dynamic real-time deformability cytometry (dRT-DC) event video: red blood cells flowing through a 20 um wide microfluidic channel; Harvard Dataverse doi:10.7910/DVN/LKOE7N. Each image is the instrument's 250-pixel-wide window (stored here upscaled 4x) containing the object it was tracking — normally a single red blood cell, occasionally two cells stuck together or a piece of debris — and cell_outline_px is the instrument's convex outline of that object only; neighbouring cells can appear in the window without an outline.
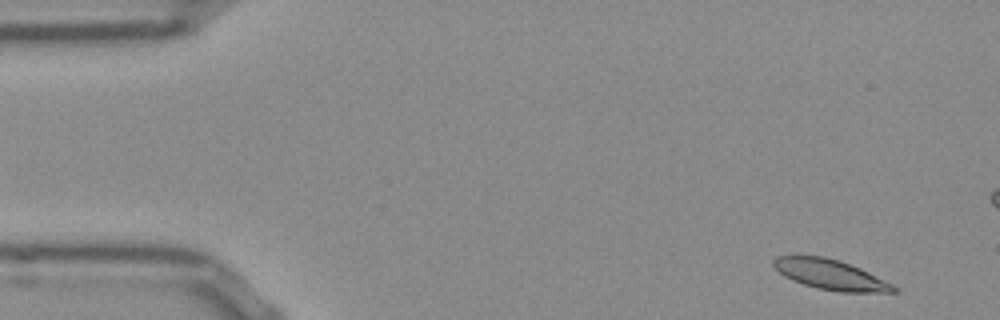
{"species": "Egyptian fruit bat (a non-hibernating species)", "species_latin": "Rousettus aegyptiacus", "temperature_condition": "room temperature", "stored_images_in_passage": 15, "camera_frame_rate_fps": 3000, "um_per_image_px": 0.085, "frame": {"image": 1, "passage_image": 3, "time_ms": 0.667, "image_size_px": [1000, 320], "cell_outline_px": [[896, 292], [840, 292], [816, 288], [792, 280], [784, 276], [772, 264], [772, 260], [776, 256], [824, 256], [848, 264], [892, 284], [896, 288]], "centroid_in_image_um": [70.52, 23.35], "position_along_channel_um": 14.5, "area_um2": 20.46}}